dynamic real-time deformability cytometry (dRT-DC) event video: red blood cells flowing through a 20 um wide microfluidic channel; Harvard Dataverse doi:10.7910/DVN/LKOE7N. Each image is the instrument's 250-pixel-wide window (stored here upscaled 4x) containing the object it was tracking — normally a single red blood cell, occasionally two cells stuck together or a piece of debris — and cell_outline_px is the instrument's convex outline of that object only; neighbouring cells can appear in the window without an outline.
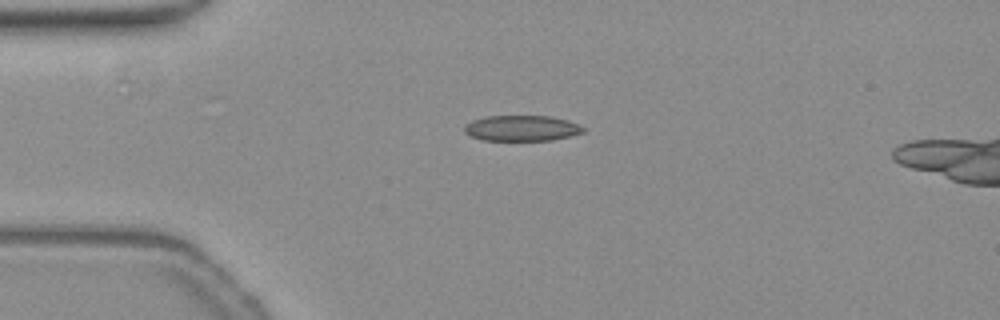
{"species": "common noctule bat (a hibernating species)", "species_latin": "Nyctalus noctula", "temperature_condition": "warm", "stored_images_in_passage": 38, "camera_frame_rate_fps": 3000, "um_per_image_px": 0.085, "animal": {"sex": "female", "body_mass_g": 19.3, "forearm_length_mm": 54.1}, "frame": {"image": 1, "passage_image": 2, "time_ms": 0.333, "image_size_px": [1000, 320], "cell_outline_px": [[584, 132], [552, 140], [484, 140], [472, 136], [464, 132], [464, 124], [472, 120], [484, 116], [548, 116], [568, 120], [584, 128]], "centroid_in_image_um": [44.3, 10.89], "position_along_channel_um": 40.7, "area_um2": 17.63}}
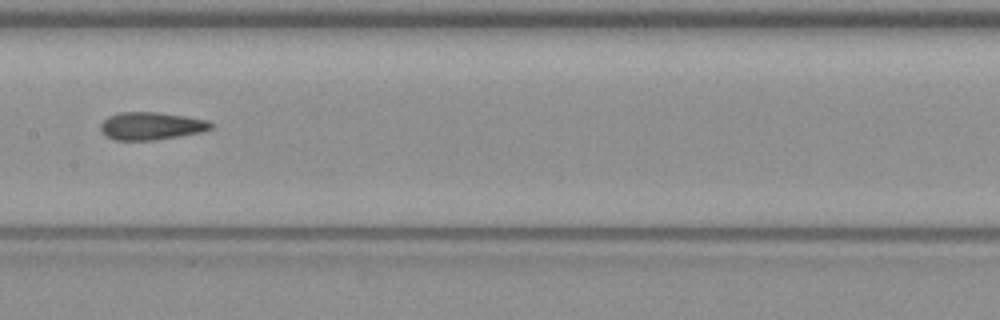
{"frame": {"image": 2, "passage_image": 16, "time_ms": 5.0, "image_size_px": [1000, 320], "cell_outline_px": [[212, 128], [200, 132], [152, 140], [112, 140], [100, 128], [100, 124], [108, 116], [120, 112], [160, 112], [208, 120], [212, 124]], "centroid_in_image_um": [12.83, 10.69], "position_along_channel_um": 194.6, "area_um2": 17.57}}
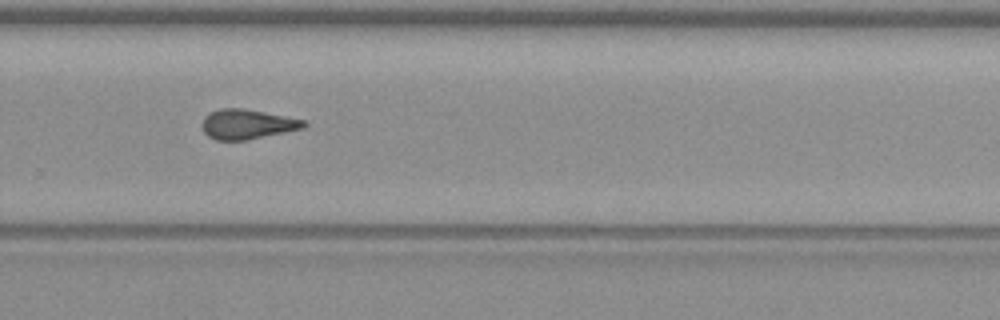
{"frame": {"image": 3, "passage_image": 25, "time_ms": 8.0, "image_size_px": [1000, 320], "cell_outline_px": [[308, 124], [304, 128], [248, 140], [216, 140], [208, 136], [204, 132], [204, 116], [220, 108], [244, 108], [304, 120]], "centroid_in_image_um": [21.03, 10.56], "position_along_channel_um": 308.8, "area_um2": 17.46}, "authors_computed_cell_mechanics": {"area_um2": 17.5134, "velocity_mm_per_s": 3.8213, "shape_relaxation_time_tau1_ms": null, "shape_relaxation_time_tau2_ms": 2.3932, "deformation_change_tau1": null, "deformation_change_tau2": 0.108}}